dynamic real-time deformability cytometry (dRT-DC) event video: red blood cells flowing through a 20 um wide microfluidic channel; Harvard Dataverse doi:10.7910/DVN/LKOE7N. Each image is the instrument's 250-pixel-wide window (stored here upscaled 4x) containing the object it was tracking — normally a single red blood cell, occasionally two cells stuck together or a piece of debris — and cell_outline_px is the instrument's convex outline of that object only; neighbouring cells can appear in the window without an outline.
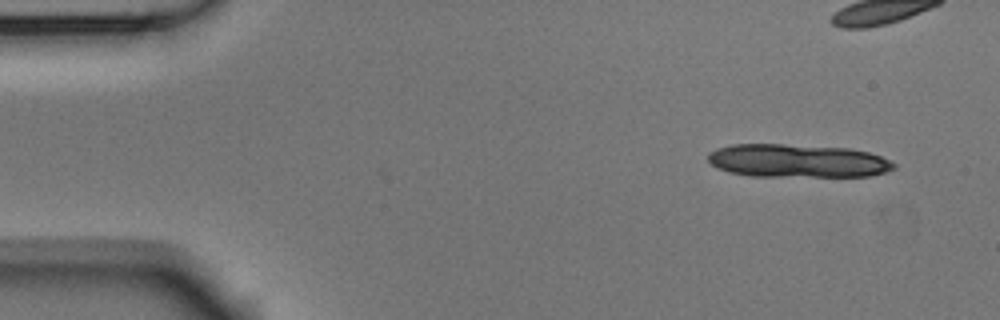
{"species": "Egyptian fruit bat (a non-hibernating species)", "species_latin": "Rousettus aegyptiacus", "temperature_condition": "room temperature", "stored_images_in_passage": 8, "segment_of_instrument_passage": [1, 2], "camera_frame_rate_fps": 3000, "um_per_image_px": 0.085, "animal": {"sex": "male"}, "frame": {"image": 1, "passage_image": 1, "time_ms": 0.0, "image_size_px": [1000, 320], "cell_outline_px": [[896, 168], [872, 176], [748, 176], [728, 172], [716, 168], [708, 160], [708, 152], [716, 148], [732, 144], [784, 144], [848, 148], [868, 152], [892, 160], [896, 164]], "centroid_in_image_um": [67.77, 13.67], "position_along_channel_um": 17.2, "area_um2": 36.3}}